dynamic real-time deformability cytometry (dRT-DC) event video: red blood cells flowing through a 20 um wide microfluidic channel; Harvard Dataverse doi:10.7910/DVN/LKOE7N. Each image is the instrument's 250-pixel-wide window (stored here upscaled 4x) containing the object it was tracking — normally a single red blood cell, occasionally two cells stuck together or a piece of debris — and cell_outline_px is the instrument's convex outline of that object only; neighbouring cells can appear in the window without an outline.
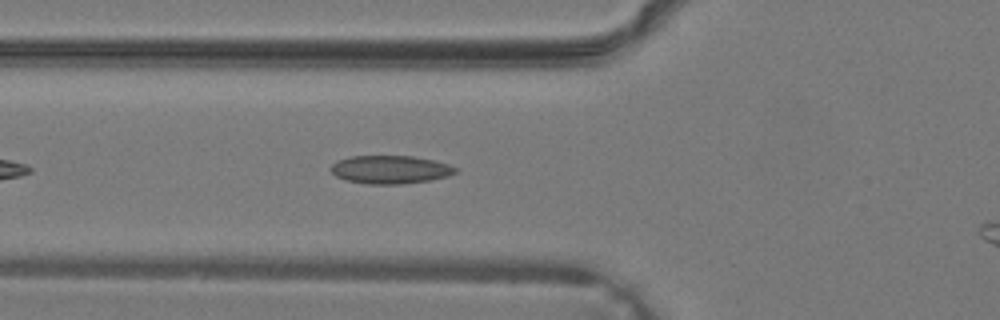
{"species": "common noctule bat (a hibernating species)", "species_latin": "Nyctalus noctula", "temperature_condition": "warm", "stored_images_in_passage": 26, "camera_frame_rate_fps": 3000, "um_per_image_px": 0.085, "animal": {"sex": "male", "body_mass_g": 19.2, "forearm_length_mm": 51.8}, "frame": {"image": 1, "passage_image": 5, "time_ms": 1.333, "image_size_px": [1000, 320], "cell_outline_px": [[456, 172], [448, 176], [428, 180], [404, 184], [368, 184], [344, 180], [336, 176], [328, 168], [336, 160], [352, 156], [412, 156], [436, 160], [448, 164], [456, 168]], "centroid_in_image_um": [33.13, 14.41], "position_along_channel_um": 92.7, "area_um2": 20.58}}
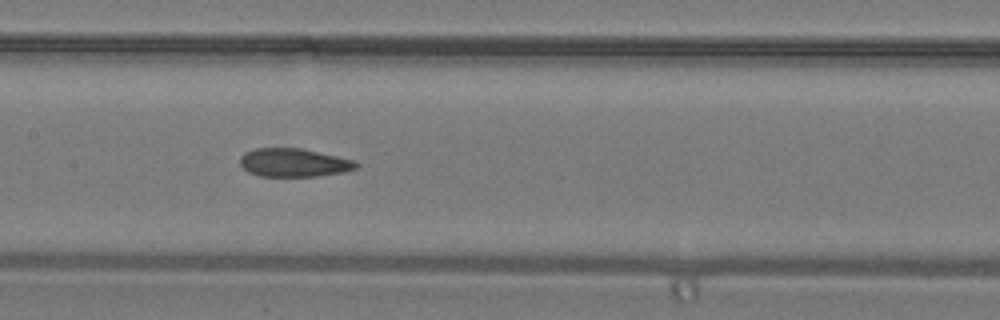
{"frame": {"image": 2, "passage_image": 10, "time_ms": 3.0, "image_size_px": [1000, 320], "cell_outline_px": [[360, 164], [356, 168], [344, 172], [316, 176], [260, 176], [248, 172], [240, 164], [240, 156], [244, 152], [256, 148], [300, 148], [356, 160]], "centroid_in_image_um": [24.98, 13.82], "position_along_channel_um": 182.4, "area_um2": 19.25}}
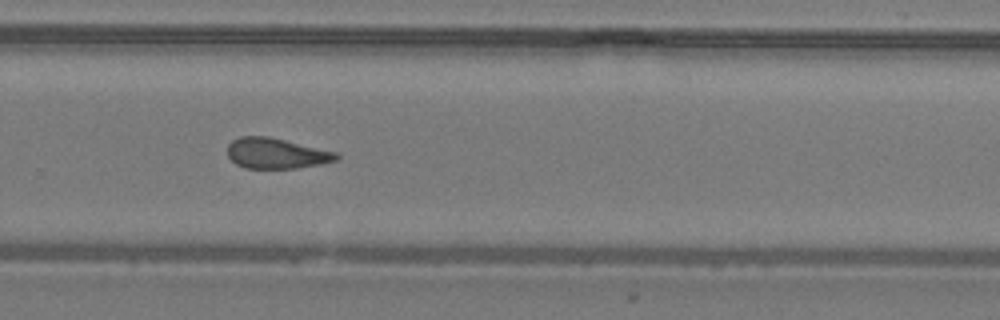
{"frame": {"image": 3, "passage_image": 17, "time_ms": 5.333, "image_size_px": [1000, 320], "cell_outline_px": [[340, 156], [336, 160], [320, 164], [296, 168], [244, 168], [236, 164], [228, 156], [228, 144], [232, 140], [240, 136], [268, 136], [340, 152]], "centroid_in_image_um": [23.51, 13.02], "position_along_channel_um": 306.3, "area_um2": 19.54}}